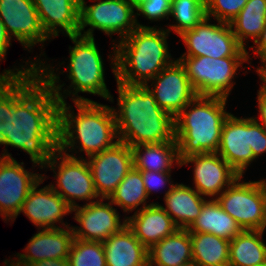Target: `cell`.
Wrapping results in <instances>:
<instances>
[{"instance_id":"6da1fadb","label":"cell","mask_w":266,"mask_h":266,"mask_svg":"<svg viewBox=\"0 0 266 266\" xmlns=\"http://www.w3.org/2000/svg\"><path fill=\"white\" fill-rule=\"evenodd\" d=\"M57 107L54 94L38 71L13 75V110L0 157L13 158L7 148L14 147L29 155L32 168L42 169L57 148Z\"/></svg>"},{"instance_id":"7a4b0ae2","label":"cell","mask_w":266,"mask_h":266,"mask_svg":"<svg viewBox=\"0 0 266 266\" xmlns=\"http://www.w3.org/2000/svg\"><path fill=\"white\" fill-rule=\"evenodd\" d=\"M73 103L77 113L67 102L58 103L57 148L60 151L75 158V154L85 152L88 158L119 142L112 107L96 101Z\"/></svg>"},{"instance_id":"3957f363","label":"cell","mask_w":266,"mask_h":266,"mask_svg":"<svg viewBox=\"0 0 266 266\" xmlns=\"http://www.w3.org/2000/svg\"><path fill=\"white\" fill-rule=\"evenodd\" d=\"M116 83L118 108L112 110L120 142L130 147L176 142L174 118L159 107L146 86Z\"/></svg>"},{"instance_id":"277c9868","label":"cell","mask_w":266,"mask_h":266,"mask_svg":"<svg viewBox=\"0 0 266 266\" xmlns=\"http://www.w3.org/2000/svg\"><path fill=\"white\" fill-rule=\"evenodd\" d=\"M68 37L74 46H69V64L67 69L61 72V74L67 72L66 78L70 80V85L67 86V89L63 88L66 83L63 82L61 84L62 81L58 71L65 61L60 63V66L55 68L56 70L54 66H51L53 64H48L46 61H41L38 64L40 77L48 84L57 102L65 103V99L68 96L71 97L73 102L93 101L78 95V93L82 92L98 95L113 103V96L105 83L103 57L95 43V38L80 34Z\"/></svg>"},{"instance_id":"5b68a950","label":"cell","mask_w":266,"mask_h":266,"mask_svg":"<svg viewBox=\"0 0 266 266\" xmlns=\"http://www.w3.org/2000/svg\"><path fill=\"white\" fill-rule=\"evenodd\" d=\"M169 35L165 27L137 28L120 41L112 39L108 58L116 82L145 86L170 65L176 58L169 52Z\"/></svg>"},{"instance_id":"8992f818","label":"cell","mask_w":266,"mask_h":266,"mask_svg":"<svg viewBox=\"0 0 266 266\" xmlns=\"http://www.w3.org/2000/svg\"><path fill=\"white\" fill-rule=\"evenodd\" d=\"M228 98L196 96L174 118V136L178 156L217 153L220 136L229 112L225 110Z\"/></svg>"},{"instance_id":"52a82bcc","label":"cell","mask_w":266,"mask_h":266,"mask_svg":"<svg viewBox=\"0 0 266 266\" xmlns=\"http://www.w3.org/2000/svg\"><path fill=\"white\" fill-rule=\"evenodd\" d=\"M185 67L190 84L197 96H220L228 98L236 84L237 72L250 65L249 57L213 58L206 56L177 58Z\"/></svg>"},{"instance_id":"ba28073f","label":"cell","mask_w":266,"mask_h":266,"mask_svg":"<svg viewBox=\"0 0 266 266\" xmlns=\"http://www.w3.org/2000/svg\"><path fill=\"white\" fill-rule=\"evenodd\" d=\"M50 168L54 173L56 185L49 186L59 194L71 208L79 205L75 200L87 201L86 204L99 200L96 193L93 176L86 157L77 158L69 156L56 148L50 160L42 167ZM97 199V200H96Z\"/></svg>"},{"instance_id":"9c48e42d","label":"cell","mask_w":266,"mask_h":266,"mask_svg":"<svg viewBox=\"0 0 266 266\" xmlns=\"http://www.w3.org/2000/svg\"><path fill=\"white\" fill-rule=\"evenodd\" d=\"M242 180L243 176H239L216 200L242 230H263L266 179L249 182Z\"/></svg>"},{"instance_id":"30bf717a","label":"cell","mask_w":266,"mask_h":266,"mask_svg":"<svg viewBox=\"0 0 266 266\" xmlns=\"http://www.w3.org/2000/svg\"><path fill=\"white\" fill-rule=\"evenodd\" d=\"M92 1L94 4L87 5L85 0H80V35L94 37L97 29L111 39L117 34L120 41L138 28L135 8L128 0ZM88 26L90 28L85 31Z\"/></svg>"},{"instance_id":"8fae6325","label":"cell","mask_w":266,"mask_h":266,"mask_svg":"<svg viewBox=\"0 0 266 266\" xmlns=\"http://www.w3.org/2000/svg\"><path fill=\"white\" fill-rule=\"evenodd\" d=\"M211 19L206 16L193 29L179 35L187 51L180 57H251L239 44L229 23L212 24Z\"/></svg>"},{"instance_id":"7c38bea8","label":"cell","mask_w":266,"mask_h":266,"mask_svg":"<svg viewBox=\"0 0 266 266\" xmlns=\"http://www.w3.org/2000/svg\"><path fill=\"white\" fill-rule=\"evenodd\" d=\"M42 179V174L29 172L24 162L0 157V216L14 222L31 189Z\"/></svg>"},{"instance_id":"4fadbf2b","label":"cell","mask_w":266,"mask_h":266,"mask_svg":"<svg viewBox=\"0 0 266 266\" xmlns=\"http://www.w3.org/2000/svg\"><path fill=\"white\" fill-rule=\"evenodd\" d=\"M114 206L108 199L100 198L95 202L72 208V213H75L72 218L80 225H71L74 238L104 242L112 234L118 233L127 225V220L126 216L124 220H120L121 216Z\"/></svg>"},{"instance_id":"5bb4252c","label":"cell","mask_w":266,"mask_h":266,"mask_svg":"<svg viewBox=\"0 0 266 266\" xmlns=\"http://www.w3.org/2000/svg\"><path fill=\"white\" fill-rule=\"evenodd\" d=\"M145 86L153 94L159 107L173 118L197 96L184 65L178 59L165 67Z\"/></svg>"},{"instance_id":"9a60e30c","label":"cell","mask_w":266,"mask_h":266,"mask_svg":"<svg viewBox=\"0 0 266 266\" xmlns=\"http://www.w3.org/2000/svg\"><path fill=\"white\" fill-rule=\"evenodd\" d=\"M0 18L12 40L19 41L29 53L50 40L42 28L33 0H0ZM15 37V39H13Z\"/></svg>"},{"instance_id":"2e32d148","label":"cell","mask_w":266,"mask_h":266,"mask_svg":"<svg viewBox=\"0 0 266 266\" xmlns=\"http://www.w3.org/2000/svg\"><path fill=\"white\" fill-rule=\"evenodd\" d=\"M86 160L92 172L97 195L99 198L108 199L133 167L132 147L119 141L113 147Z\"/></svg>"},{"instance_id":"e0dca14e","label":"cell","mask_w":266,"mask_h":266,"mask_svg":"<svg viewBox=\"0 0 266 266\" xmlns=\"http://www.w3.org/2000/svg\"><path fill=\"white\" fill-rule=\"evenodd\" d=\"M252 139L253 116L237 117L230 112L224 121L217 153L243 177L251 163L256 162L251 149Z\"/></svg>"},{"instance_id":"ac0fdd59","label":"cell","mask_w":266,"mask_h":266,"mask_svg":"<svg viewBox=\"0 0 266 266\" xmlns=\"http://www.w3.org/2000/svg\"><path fill=\"white\" fill-rule=\"evenodd\" d=\"M189 163L194 164L192 179L195 185L192 188L209 199H216L240 176L218 153L187 156L180 166Z\"/></svg>"},{"instance_id":"d6986e66","label":"cell","mask_w":266,"mask_h":266,"mask_svg":"<svg viewBox=\"0 0 266 266\" xmlns=\"http://www.w3.org/2000/svg\"><path fill=\"white\" fill-rule=\"evenodd\" d=\"M46 178L48 176L46 177L45 173L42 174V179L28 193L19 214L23 213L27 216L38 230L70 226V223H64L63 218L72 214V208L49 184L39 188ZM57 223L62 224V226H58Z\"/></svg>"},{"instance_id":"ffe728a7","label":"cell","mask_w":266,"mask_h":266,"mask_svg":"<svg viewBox=\"0 0 266 266\" xmlns=\"http://www.w3.org/2000/svg\"><path fill=\"white\" fill-rule=\"evenodd\" d=\"M46 35L52 40L59 36L79 34L80 0H33Z\"/></svg>"},{"instance_id":"44dd1931","label":"cell","mask_w":266,"mask_h":266,"mask_svg":"<svg viewBox=\"0 0 266 266\" xmlns=\"http://www.w3.org/2000/svg\"><path fill=\"white\" fill-rule=\"evenodd\" d=\"M74 234L71 226L39 229L26 245L24 253L15 255L21 260L34 263L46 259H68Z\"/></svg>"},{"instance_id":"7402d4cb","label":"cell","mask_w":266,"mask_h":266,"mask_svg":"<svg viewBox=\"0 0 266 266\" xmlns=\"http://www.w3.org/2000/svg\"><path fill=\"white\" fill-rule=\"evenodd\" d=\"M126 220L127 226L147 249L178 229L159 203L134 212L132 216H127Z\"/></svg>"},{"instance_id":"603a6c76","label":"cell","mask_w":266,"mask_h":266,"mask_svg":"<svg viewBox=\"0 0 266 266\" xmlns=\"http://www.w3.org/2000/svg\"><path fill=\"white\" fill-rule=\"evenodd\" d=\"M161 205L179 229H188L201 212L208 198L201 196L194 188L183 183L169 186ZM207 199V200H206Z\"/></svg>"},{"instance_id":"cb8c5ba5","label":"cell","mask_w":266,"mask_h":266,"mask_svg":"<svg viewBox=\"0 0 266 266\" xmlns=\"http://www.w3.org/2000/svg\"><path fill=\"white\" fill-rule=\"evenodd\" d=\"M102 244L107 266H148V249L127 225Z\"/></svg>"},{"instance_id":"d4e9b609","label":"cell","mask_w":266,"mask_h":266,"mask_svg":"<svg viewBox=\"0 0 266 266\" xmlns=\"http://www.w3.org/2000/svg\"><path fill=\"white\" fill-rule=\"evenodd\" d=\"M192 259V242L187 229L178 228L148 249V266H179Z\"/></svg>"},{"instance_id":"484cf974","label":"cell","mask_w":266,"mask_h":266,"mask_svg":"<svg viewBox=\"0 0 266 266\" xmlns=\"http://www.w3.org/2000/svg\"><path fill=\"white\" fill-rule=\"evenodd\" d=\"M190 233H210L231 241L241 231L237 222L226 213L216 199H209L187 229Z\"/></svg>"},{"instance_id":"4316f807","label":"cell","mask_w":266,"mask_h":266,"mask_svg":"<svg viewBox=\"0 0 266 266\" xmlns=\"http://www.w3.org/2000/svg\"><path fill=\"white\" fill-rule=\"evenodd\" d=\"M132 154L133 167L140 171L164 172L172 171L175 165L181 167L177 142L137 145L132 147Z\"/></svg>"},{"instance_id":"83f0119b","label":"cell","mask_w":266,"mask_h":266,"mask_svg":"<svg viewBox=\"0 0 266 266\" xmlns=\"http://www.w3.org/2000/svg\"><path fill=\"white\" fill-rule=\"evenodd\" d=\"M263 230H242L230 241L229 266H260L266 262Z\"/></svg>"},{"instance_id":"f1b7e54d","label":"cell","mask_w":266,"mask_h":266,"mask_svg":"<svg viewBox=\"0 0 266 266\" xmlns=\"http://www.w3.org/2000/svg\"><path fill=\"white\" fill-rule=\"evenodd\" d=\"M229 24L239 44L247 50L249 40L255 43L265 27L266 0H248ZM245 41L248 43L246 44Z\"/></svg>"},{"instance_id":"f546056e","label":"cell","mask_w":266,"mask_h":266,"mask_svg":"<svg viewBox=\"0 0 266 266\" xmlns=\"http://www.w3.org/2000/svg\"><path fill=\"white\" fill-rule=\"evenodd\" d=\"M192 257L199 266H229L230 241L210 233H190Z\"/></svg>"},{"instance_id":"4dcf8cb0","label":"cell","mask_w":266,"mask_h":266,"mask_svg":"<svg viewBox=\"0 0 266 266\" xmlns=\"http://www.w3.org/2000/svg\"><path fill=\"white\" fill-rule=\"evenodd\" d=\"M147 199H149V197L145 191L141 171L134 167L126 174L124 179L118 184L115 191L108 198L115 207H121L125 214H129V212H133L136 209L135 212H138L146 206L158 203L152 202L147 204Z\"/></svg>"},{"instance_id":"1f68e13d","label":"cell","mask_w":266,"mask_h":266,"mask_svg":"<svg viewBox=\"0 0 266 266\" xmlns=\"http://www.w3.org/2000/svg\"><path fill=\"white\" fill-rule=\"evenodd\" d=\"M169 17L173 18L175 24H167L166 30L169 33L174 31L179 36L206 17L205 0H173Z\"/></svg>"},{"instance_id":"d6a6232c","label":"cell","mask_w":266,"mask_h":266,"mask_svg":"<svg viewBox=\"0 0 266 266\" xmlns=\"http://www.w3.org/2000/svg\"><path fill=\"white\" fill-rule=\"evenodd\" d=\"M70 266H107L102 242L74 238L68 256Z\"/></svg>"},{"instance_id":"836d02e7","label":"cell","mask_w":266,"mask_h":266,"mask_svg":"<svg viewBox=\"0 0 266 266\" xmlns=\"http://www.w3.org/2000/svg\"><path fill=\"white\" fill-rule=\"evenodd\" d=\"M136 11V21L138 28H157L158 26H146L138 22L139 16L149 21H163L169 19L171 12V3L173 0H128Z\"/></svg>"},{"instance_id":"e575fe53","label":"cell","mask_w":266,"mask_h":266,"mask_svg":"<svg viewBox=\"0 0 266 266\" xmlns=\"http://www.w3.org/2000/svg\"><path fill=\"white\" fill-rule=\"evenodd\" d=\"M248 0H205L206 16L222 23H230Z\"/></svg>"},{"instance_id":"d590c367","label":"cell","mask_w":266,"mask_h":266,"mask_svg":"<svg viewBox=\"0 0 266 266\" xmlns=\"http://www.w3.org/2000/svg\"><path fill=\"white\" fill-rule=\"evenodd\" d=\"M13 110V75L0 80V146L7 137L9 113Z\"/></svg>"},{"instance_id":"8d00e7d4","label":"cell","mask_w":266,"mask_h":266,"mask_svg":"<svg viewBox=\"0 0 266 266\" xmlns=\"http://www.w3.org/2000/svg\"><path fill=\"white\" fill-rule=\"evenodd\" d=\"M145 191L149 197L154 191L164 188L167 184L173 186L174 183L171 178V171L155 172V171H141ZM158 190V191H157Z\"/></svg>"},{"instance_id":"74e56055","label":"cell","mask_w":266,"mask_h":266,"mask_svg":"<svg viewBox=\"0 0 266 266\" xmlns=\"http://www.w3.org/2000/svg\"><path fill=\"white\" fill-rule=\"evenodd\" d=\"M251 149L255 159L266 153V130L261 123L253 118V139Z\"/></svg>"},{"instance_id":"f35d334b","label":"cell","mask_w":266,"mask_h":266,"mask_svg":"<svg viewBox=\"0 0 266 266\" xmlns=\"http://www.w3.org/2000/svg\"><path fill=\"white\" fill-rule=\"evenodd\" d=\"M39 55H40L39 58H37L38 55L34 56L35 57L33 58L34 60H30V57H29L27 61H23L25 65L20 64V67L14 66L12 69L11 68L8 70L4 69L3 72L0 73V80L3 79L6 75H30V74L35 73L36 71H38V64L42 61L40 59L41 56H44L46 58L45 51L43 53L40 52Z\"/></svg>"},{"instance_id":"ab89813d","label":"cell","mask_w":266,"mask_h":266,"mask_svg":"<svg viewBox=\"0 0 266 266\" xmlns=\"http://www.w3.org/2000/svg\"><path fill=\"white\" fill-rule=\"evenodd\" d=\"M15 259H5L4 266H70L68 259H44L39 262L29 263L15 255Z\"/></svg>"},{"instance_id":"60d3db41","label":"cell","mask_w":266,"mask_h":266,"mask_svg":"<svg viewBox=\"0 0 266 266\" xmlns=\"http://www.w3.org/2000/svg\"><path fill=\"white\" fill-rule=\"evenodd\" d=\"M257 103L259 118L257 119V116L253 118L261 123L266 130V93L261 88L257 90Z\"/></svg>"},{"instance_id":"b9f144b4","label":"cell","mask_w":266,"mask_h":266,"mask_svg":"<svg viewBox=\"0 0 266 266\" xmlns=\"http://www.w3.org/2000/svg\"><path fill=\"white\" fill-rule=\"evenodd\" d=\"M12 38L8 35L2 19L0 18V62L6 59Z\"/></svg>"},{"instance_id":"7bdbcfd3","label":"cell","mask_w":266,"mask_h":266,"mask_svg":"<svg viewBox=\"0 0 266 266\" xmlns=\"http://www.w3.org/2000/svg\"><path fill=\"white\" fill-rule=\"evenodd\" d=\"M253 45L249 48H251V50L253 51L255 58H261L266 53V24L259 38Z\"/></svg>"},{"instance_id":"ee69618b","label":"cell","mask_w":266,"mask_h":266,"mask_svg":"<svg viewBox=\"0 0 266 266\" xmlns=\"http://www.w3.org/2000/svg\"><path fill=\"white\" fill-rule=\"evenodd\" d=\"M261 66L256 68V73L260 78H266V53L260 58Z\"/></svg>"},{"instance_id":"f6af8a7d","label":"cell","mask_w":266,"mask_h":266,"mask_svg":"<svg viewBox=\"0 0 266 266\" xmlns=\"http://www.w3.org/2000/svg\"><path fill=\"white\" fill-rule=\"evenodd\" d=\"M179 266H199V265L192 259V260H189L187 262H184L183 264H181Z\"/></svg>"},{"instance_id":"bcb514c9","label":"cell","mask_w":266,"mask_h":266,"mask_svg":"<svg viewBox=\"0 0 266 266\" xmlns=\"http://www.w3.org/2000/svg\"><path fill=\"white\" fill-rule=\"evenodd\" d=\"M260 88L266 93V78H260Z\"/></svg>"},{"instance_id":"7dc6e473","label":"cell","mask_w":266,"mask_h":266,"mask_svg":"<svg viewBox=\"0 0 266 266\" xmlns=\"http://www.w3.org/2000/svg\"><path fill=\"white\" fill-rule=\"evenodd\" d=\"M265 230H266V211H265V223H264L263 231L265 232Z\"/></svg>"}]
</instances>
